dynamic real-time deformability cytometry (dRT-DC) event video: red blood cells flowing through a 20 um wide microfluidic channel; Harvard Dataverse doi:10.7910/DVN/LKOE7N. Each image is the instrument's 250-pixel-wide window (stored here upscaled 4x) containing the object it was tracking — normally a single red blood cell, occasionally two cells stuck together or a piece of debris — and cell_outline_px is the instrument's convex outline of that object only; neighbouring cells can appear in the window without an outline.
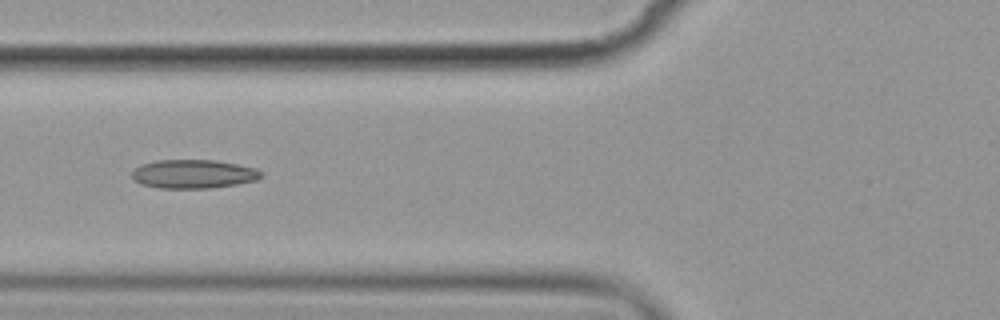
{"species": "common noctule bat (a hibernating species)", "species_latin": "Nyctalus noctula", "temperature_condition": "cold", "stored_images_in_passage": 8, "camera_frame_rate_fps": 3000, "um_per_image_px": 0.085, "animal": {"sex": "female", "body_mass_g": 19.9}, "frame": {"image": 1, "passage_image": 7, "time_ms": 7.0, "image_size_px": [1000, 320], "cell_outline_px": [[264, 176], [256, 180], [236, 184], [212, 188], [160, 188], [140, 184], [132, 180], [132, 172], [140, 164], [156, 160], [216, 160], [256, 168]], "centroid_in_image_um": [16.41, 14.79], "position_along_channel_um": 109.4, "area_um2": 21.73}}
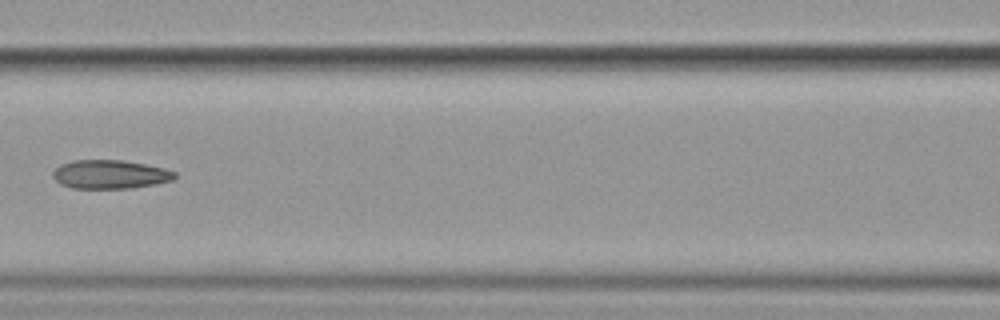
{"frame": {"image": 2, "passage_image": 8, "time_ms": 8.333, "image_size_px": [1000, 320], "cell_outline_px": [[176, 176], [172, 180], [132, 188], [72, 188], [60, 184], [52, 176], [52, 172], [60, 164], [72, 160], [120, 160], [144, 164], [164, 168], [176, 172]], "centroid_in_image_um": [9.31, 14.81], "position_along_channel_um": 157.3, "area_um2": 20.29}}